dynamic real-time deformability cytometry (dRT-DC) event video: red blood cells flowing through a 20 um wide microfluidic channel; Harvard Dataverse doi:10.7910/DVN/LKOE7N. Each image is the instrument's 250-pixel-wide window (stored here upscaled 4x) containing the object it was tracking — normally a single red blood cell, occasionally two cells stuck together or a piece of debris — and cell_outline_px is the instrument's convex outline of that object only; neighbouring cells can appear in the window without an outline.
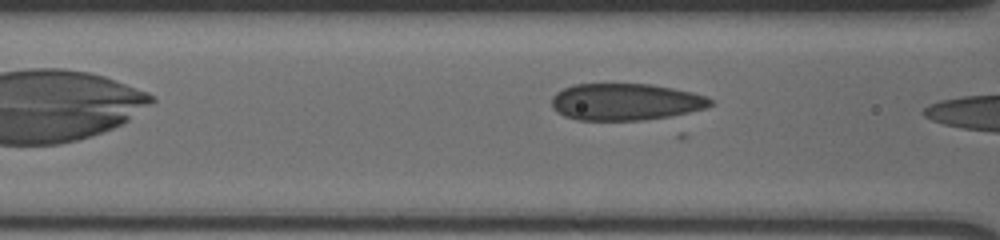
{"species": "human", "species_latin": "Homo sapiens", "temperature_condition": "cold", "stored_images_in_passage": 6, "camera_frame_rate_fps": 3000, "um_per_image_px": 0.085, "donor": {"sex": "male"}, "frame": {"image": 1, "passage_image": 5, "time_ms": 1.333, "image_size_px": [1000, 240], "cell_outline_px": [[712, 104], [704, 108], [680, 116], [644, 120], [576, 120], [564, 116], [556, 112], [552, 108], [552, 96], [556, 92], [572, 84], [648, 84], [672, 88], [692, 92], [704, 96], [712, 100]], "centroid_in_image_um": [53.16, 8.67], "position_along_channel_um": 113.4, "area_um2": 34.45}}